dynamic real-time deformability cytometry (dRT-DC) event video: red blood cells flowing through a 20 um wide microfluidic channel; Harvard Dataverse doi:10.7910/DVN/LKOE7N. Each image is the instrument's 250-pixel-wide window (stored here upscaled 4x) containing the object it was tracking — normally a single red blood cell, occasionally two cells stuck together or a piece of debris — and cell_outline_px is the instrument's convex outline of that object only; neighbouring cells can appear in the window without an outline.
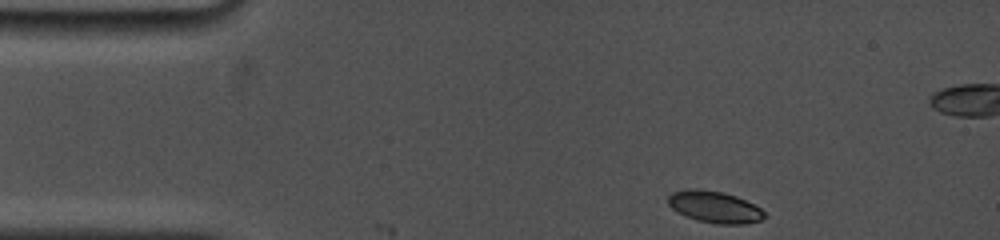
{"species": "common noctule bat (a hibernating species)", "species_latin": "Nyctalus noctula", "temperature_condition": "cold", "stored_images_in_passage": 2, "camera_frame_rate_fps": 5000, "um_per_image_px": 0.085, "animal": {"sex": "female", "body_mass_g": 19.0, "forearm_length_mm": 53.3}, "frame": {"image": 1, "passage_image": 1, "time_ms": 0.0, "image_size_px": [1000, 240], "cell_outline_px": [[764, 216], [760, 220], [744, 224], [716, 224], [696, 220], [676, 212], [668, 204], [668, 196], [672, 192], [688, 188], [692, 188], [724, 192], [736, 196], [760, 208], [764, 212]], "centroid_in_image_um": [60.69, 17.59], "position_along_channel_um": 24.3, "area_um2": 17.74}}